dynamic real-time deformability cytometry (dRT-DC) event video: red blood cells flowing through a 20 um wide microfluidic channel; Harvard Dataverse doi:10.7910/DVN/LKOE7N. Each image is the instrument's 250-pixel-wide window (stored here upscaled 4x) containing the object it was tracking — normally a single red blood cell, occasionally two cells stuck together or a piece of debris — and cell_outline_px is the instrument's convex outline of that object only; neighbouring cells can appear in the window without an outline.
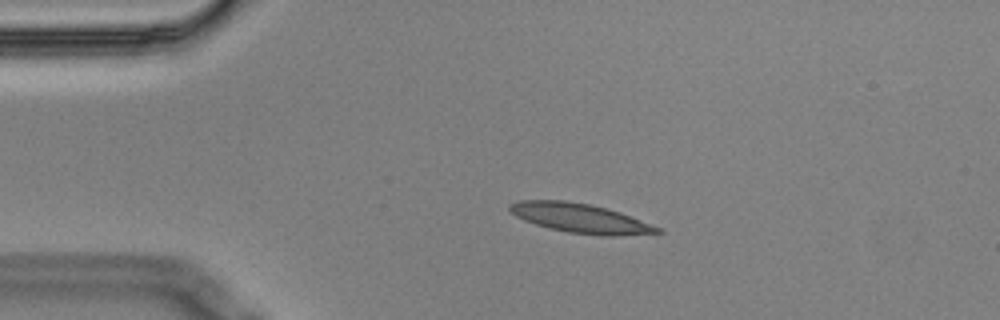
{"species": "Egyptian fruit bat (a non-hibernating species)", "species_latin": "Rousettus aegyptiacus", "temperature_condition": "cold", "stored_images_in_passage": 5, "camera_frame_rate_fps": 3000, "um_per_image_px": 0.085, "animal": {"sex": "male"}, "frame": {"image": 1, "passage_image": 3, "time_ms": 0.667, "image_size_px": [1000, 320], "cell_outline_px": [[664, 232], [616, 236], [600, 236], [568, 232], [548, 228], [524, 220], [516, 216], [508, 208], [508, 204], [520, 200], [564, 200], [588, 204], [620, 212], [660, 228]], "centroid_in_image_um": [49.29, 18.55], "position_along_channel_um": 35.7, "area_um2": 25.03}}
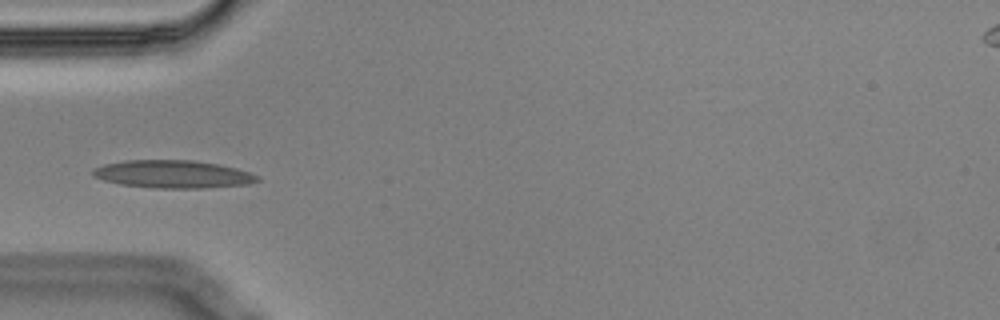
{"frame": {"image": 2, "passage_image": 4, "time_ms": 1.0, "image_size_px": [1000, 320], "cell_outline_px": [[260, 180], [248, 184], [204, 188], [156, 188], [120, 184], [104, 180], [92, 176], [92, 168], [104, 164], [124, 160], [192, 160], [220, 164], [236, 168], [260, 176]], "centroid_in_image_um": [14.69, 14.8], "position_along_channel_um": 70.3, "area_um2": 26.76}}
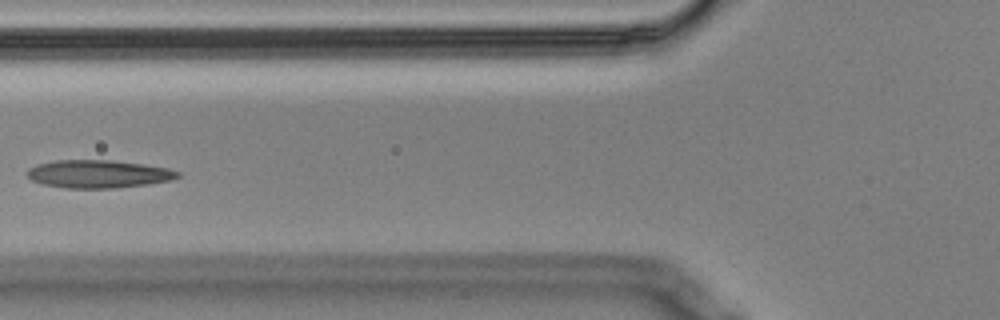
{"frame": {"image": 3, "passage_image": 5, "time_ms": 1.333, "image_size_px": [1000, 320], "cell_outline_px": [[180, 176], [172, 180], [148, 184], [116, 188], [64, 188], [44, 184], [32, 180], [28, 176], [28, 168], [36, 164], [56, 160], [112, 160], [168, 168], [180, 172]], "centroid_in_image_um": [8.36, 14.79], "position_along_channel_um": 117.4, "area_um2": 24.45}}